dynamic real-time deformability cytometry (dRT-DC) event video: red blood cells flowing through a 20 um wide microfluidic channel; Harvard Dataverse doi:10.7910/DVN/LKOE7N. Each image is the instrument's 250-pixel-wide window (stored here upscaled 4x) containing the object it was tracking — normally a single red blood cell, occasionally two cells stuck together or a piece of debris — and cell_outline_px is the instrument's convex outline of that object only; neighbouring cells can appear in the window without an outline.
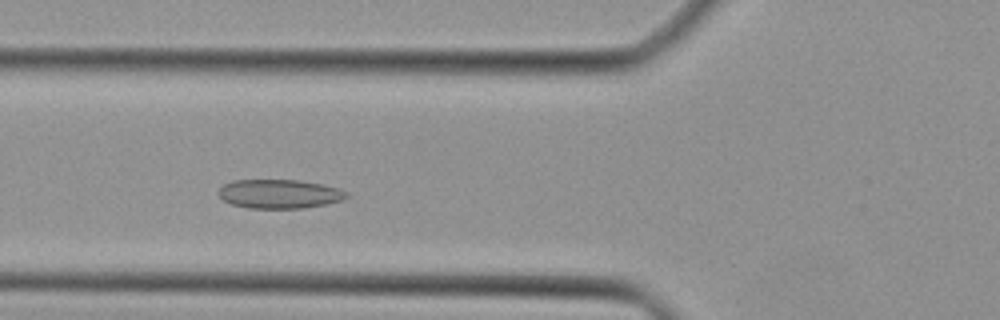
{"species": "Egyptian fruit bat (a non-hibernating species)", "species_latin": "Rousettus aegyptiacus", "temperature_condition": "cold", "stored_images_in_passage": 39, "camera_frame_rate_fps": 3000, "um_per_image_px": 0.085, "animal": {"sex": "female"}, "frame": {"image": 1, "passage_image": 10, "time_ms": 3.0, "image_size_px": [1000, 320], "cell_outline_px": [[348, 196], [344, 200], [328, 204], [304, 208], [248, 208], [232, 204], [224, 200], [220, 196], [220, 188], [224, 184], [232, 180], [300, 180], [324, 184], [340, 188], [348, 192]], "centroid_in_image_um": [23.82, 16.48], "position_along_channel_um": 102.0, "area_um2": 21.79}}
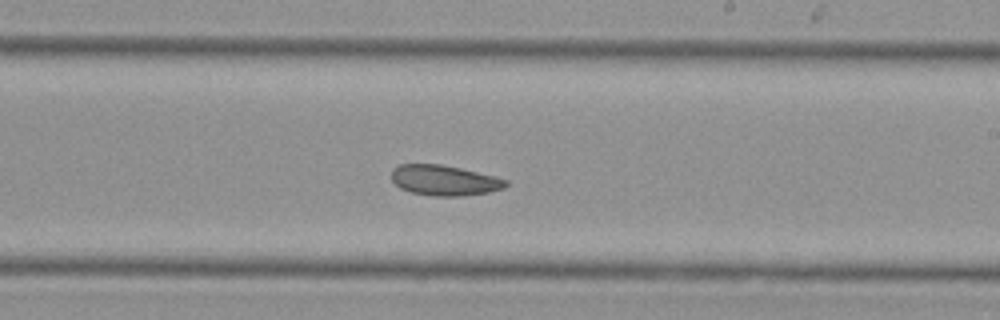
{"frame": {"image": 2, "passage_image": 20, "time_ms": 6.333, "image_size_px": [1000, 320], "cell_outline_px": [[508, 184], [504, 188], [488, 192], [460, 196], [432, 196], [412, 192], [400, 188], [392, 180], [392, 168], [400, 164], [440, 164], [460, 168], [496, 176], [508, 180]], "centroid_in_image_um": [37.78, 15.32], "position_along_channel_um": 251.2, "area_um2": 20.23}}
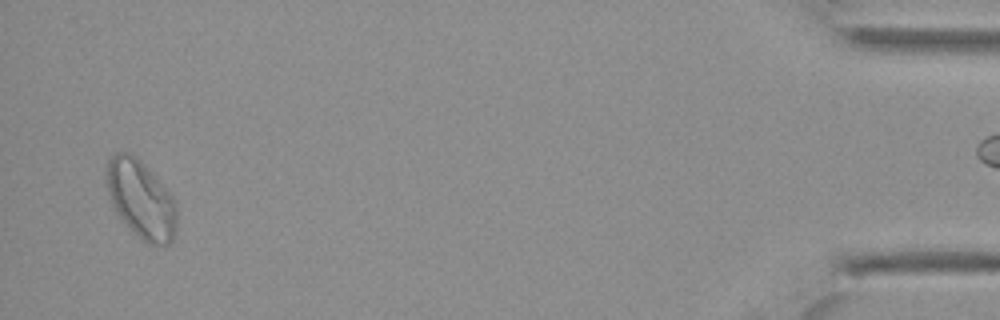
{"frame": {"image": 3, "passage_image": 37, "time_ms": 12.0, "image_size_px": [1000, 320], "cell_outline_px": [[176, 232], [172, 240], [168, 244], [148, 244], [132, 232], [116, 212], [112, 204], [108, 192], [108, 160], [116, 152], [128, 152], [136, 156], [156, 176], [172, 196], [176, 204]], "centroid_in_image_um": [12.01, 16.95], "position_along_channel_um": 423.2, "area_um2": 31.62}}